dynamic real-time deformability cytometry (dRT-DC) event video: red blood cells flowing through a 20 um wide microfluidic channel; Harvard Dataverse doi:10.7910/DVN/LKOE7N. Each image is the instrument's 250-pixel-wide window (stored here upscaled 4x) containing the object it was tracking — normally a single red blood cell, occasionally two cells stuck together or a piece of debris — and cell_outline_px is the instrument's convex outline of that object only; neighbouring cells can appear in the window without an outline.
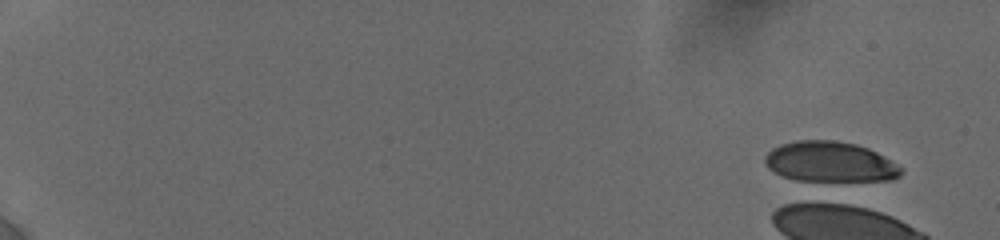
{"species": "human", "species_latin": "Homo sapiens", "temperature_condition": "cold", "stored_images_in_passage": 2, "camera_frame_rate_fps": 3000, "um_per_image_px": 0.085, "donor": {"sex": "female"}, "frame": {"image": 1, "passage_image": 1, "time_ms": 0.0, "image_size_px": [1000, 240], "cell_outline_px": [[904, 172], [900, 176], [892, 180], [796, 180], [780, 176], [768, 168], [764, 164], [764, 156], [772, 148], [780, 144], [796, 140], [836, 140], [856, 144], [868, 148], [884, 156], [904, 168]], "centroid_in_image_um": [70.54, 13.75], "position_along_channel_um": 14.5, "area_um2": 32.19}}